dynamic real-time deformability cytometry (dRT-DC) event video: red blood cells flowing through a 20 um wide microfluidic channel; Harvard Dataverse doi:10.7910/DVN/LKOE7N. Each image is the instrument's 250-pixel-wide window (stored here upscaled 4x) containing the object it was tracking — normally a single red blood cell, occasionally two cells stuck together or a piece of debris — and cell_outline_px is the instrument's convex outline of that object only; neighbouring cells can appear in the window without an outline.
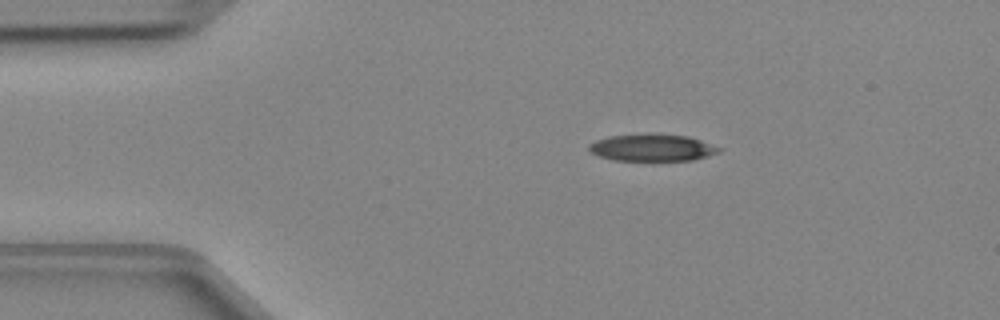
{"species": "Egyptian fruit bat (a non-hibernating species)", "species_latin": "Rousettus aegyptiacus", "temperature_condition": "cold", "stored_images_in_passage": 40, "camera_frame_rate_fps": 3000, "um_per_image_px": 0.085, "animal": {"sex": "female"}, "frame": {"image": 1, "passage_image": 1, "time_ms": 0.0, "image_size_px": [1000, 320], "cell_outline_px": [[720, 152], [708, 156], [692, 160], [612, 160], [600, 156], [592, 152], [588, 148], [588, 144], [596, 140], [608, 136], [688, 136], [700, 140], [720, 148]], "centroid_in_image_um": [55.42, 12.59], "position_along_channel_um": 29.6, "area_um2": 19.48}}
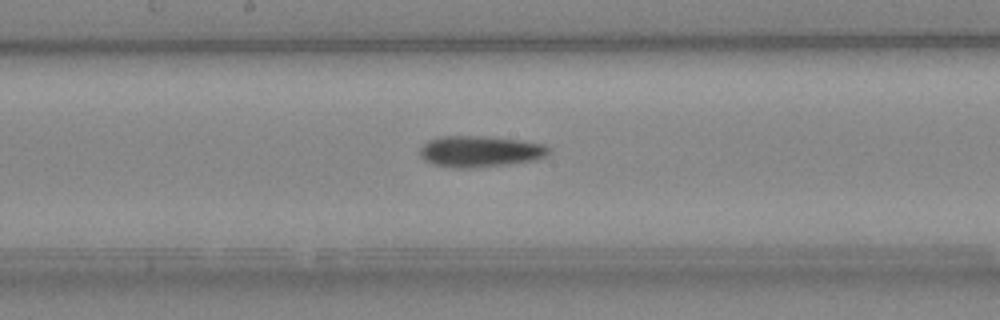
{"frame": {"image": 2, "passage_image": 17, "time_ms": 5.333, "image_size_px": [1000, 320], "cell_outline_px": [[552, 152], [536, 160], [476, 168], [456, 168], [432, 164], [424, 160], [420, 156], [420, 148], [428, 140], [440, 136], [488, 136], [520, 140], [544, 144], [552, 148]], "centroid_in_image_um": [40.82, 12.87], "position_along_channel_um": 207.4, "area_um2": 23.7}}
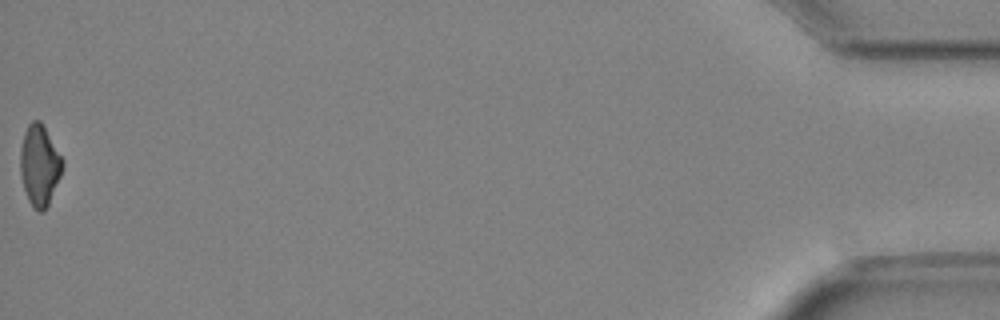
{"frame": {"image": 3, "passage_image": 40, "time_ms": 13.0, "image_size_px": [1000, 320], "cell_outline_px": [[64, 164], [60, 176], [48, 204], [44, 212], [40, 212], [32, 208], [28, 200], [20, 176], [20, 148], [24, 132], [28, 124], [32, 120], [40, 120], [64, 160]], "centroid_in_image_um": [3.34, 14.05], "position_along_channel_um": 431.9, "area_um2": 19.94}}